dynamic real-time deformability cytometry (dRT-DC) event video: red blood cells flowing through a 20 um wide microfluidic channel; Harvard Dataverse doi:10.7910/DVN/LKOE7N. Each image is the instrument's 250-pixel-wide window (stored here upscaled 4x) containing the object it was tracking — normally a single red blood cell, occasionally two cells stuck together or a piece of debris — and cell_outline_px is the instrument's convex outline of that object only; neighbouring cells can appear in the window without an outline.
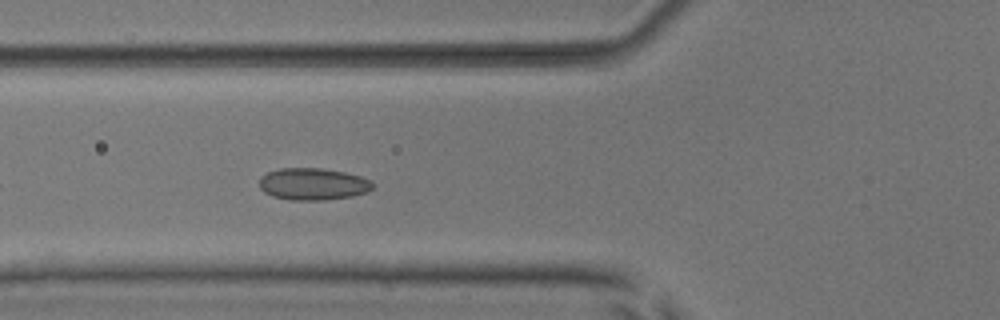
{"species": "common noctule bat (a hibernating species)", "species_latin": "Nyctalus noctula", "temperature_condition": "room temperature", "stored_images_in_passage": 6, "camera_frame_rate_fps": 3000, "um_per_image_px": 0.085, "animal": {"sex": "male", "body_mass_g": 17.9, "forearm_length_mm": 54.2}, "frame": {"image": 1, "passage_image": 6, "time_ms": 5.667, "image_size_px": [1000, 320], "cell_outline_px": [[376, 184], [368, 192], [352, 196], [324, 200], [288, 200], [272, 196], [264, 192], [260, 188], [260, 176], [268, 172], [280, 168], [320, 168], [344, 172], [360, 176], [372, 180]], "centroid_in_image_um": [26.62, 15.65], "position_along_channel_um": 99.2, "area_um2": 21.33}}